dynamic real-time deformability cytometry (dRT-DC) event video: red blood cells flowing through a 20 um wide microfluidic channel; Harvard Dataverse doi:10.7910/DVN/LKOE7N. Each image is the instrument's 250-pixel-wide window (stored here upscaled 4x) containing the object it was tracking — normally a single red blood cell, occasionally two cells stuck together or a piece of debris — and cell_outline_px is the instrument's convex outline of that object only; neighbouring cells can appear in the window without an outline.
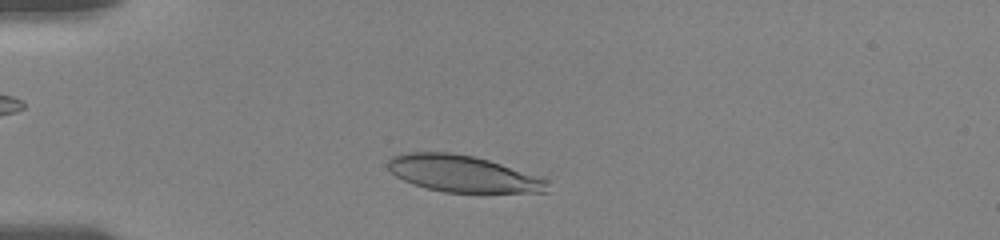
{"species": "human", "species_latin": "Homo sapiens", "temperature_condition": "room temperature", "stored_images_in_passage": 31, "camera_frame_rate_fps": 3000, "um_per_image_px": 0.085, "donor": {"sex": "female"}, "frame": {"image": 1, "passage_image": 2, "time_ms": 0.333, "image_size_px": [1000, 240], "cell_outline_px": [[548, 192], [444, 192], [412, 184], [396, 176], [388, 168], [388, 160], [392, 156], [400, 152], [448, 152], [472, 156], [488, 160], [544, 176], [548, 180]], "centroid_in_image_um": [39.37, 14.76], "position_along_channel_um": 45.6, "area_um2": 34.22}}
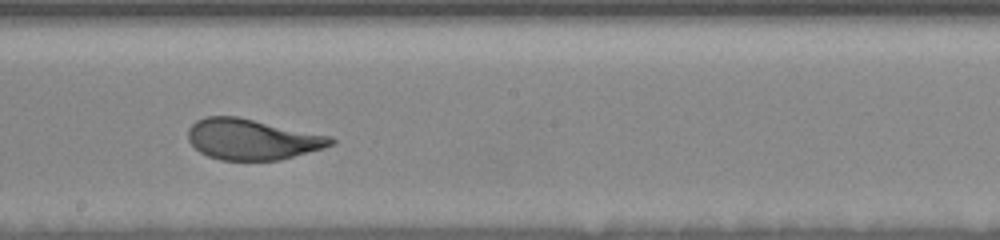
{"frame": {"image": 2, "passage_image": 17, "time_ms": 6.0, "image_size_px": [1000, 240], "cell_outline_px": [[336, 144], [324, 148], [280, 160], [220, 160], [208, 156], [200, 152], [188, 140], [188, 128], [196, 120], [204, 116], [236, 116], [332, 136], [336, 140]], "centroid_in_image_um": [21.45, 11.84], "position_along_channel_um": 226.8, "area_um2": 34.04}}
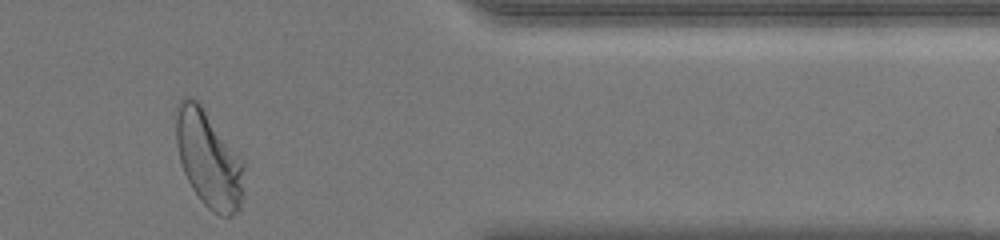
{"frame": {"image": 3, "passage_image": 29, "time_ms": 11.0, "image_size_px": [1000, 240], "cell_outline_px": [[244, 196], [240, 208], [232, 216], [220, 216], [212, 212], [200, 200], [192, 188], [184, 172], [180, 160], [176, 144], [176, 104], [184, 96], [192, 96], [200, 104], [244, 160]], "centroid_in_image_um": [17.76, 13.54], "position_along_channel_um": 393.6, "area_um2": 38.78}, "authors_computed_cell_mechanics": {"area_um2": 34.5066, "velocity_mm_per_s": 3.6785, "shape_relaxation_time_tau1_ms": 3.803, "shape_relaxation_time_tau2_ms": null, "deformation_change_tau1": 0.1677, "deformation_change_tau2": null}}